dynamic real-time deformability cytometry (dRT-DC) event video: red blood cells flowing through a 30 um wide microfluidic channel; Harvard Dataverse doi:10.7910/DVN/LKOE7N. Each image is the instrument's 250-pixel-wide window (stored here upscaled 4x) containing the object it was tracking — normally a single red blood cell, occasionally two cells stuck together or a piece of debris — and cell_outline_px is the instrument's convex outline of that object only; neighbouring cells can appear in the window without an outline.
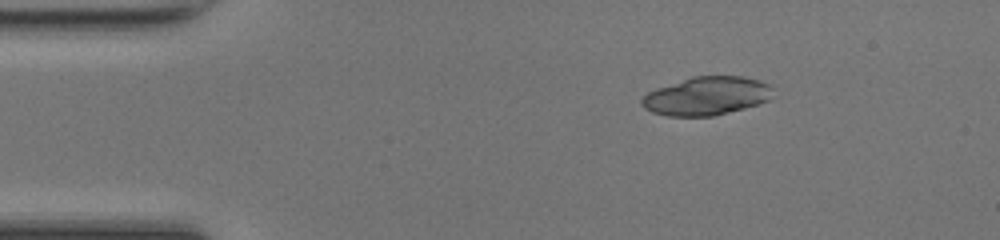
{"species": "common noctule bat (a hibernating species)", "species_latin": "Nyctalus noctula", "temperature_condition": "room temperature", "stored_images_in_passage": 40, "camera_frame_rate_fps": 3000, "um_per_image_px": 0.085, "animal": {"sex": "female", "body_mass_g": 17.0, "forearm_length_mm": 48.0}, "frame": {"image": 1, "passage_image": 1, "time_ms": 0.0, "image_size_px": [1000, 240], "cell_outline_px": [[772, 88], [768, 100], [744, 108], [712, 116], [668, 116], [652, 112], [644, 108], [640, 104], [640, 100], [648, 92], [656, 88], [692, 76], [744, 76], [768, 84]], "centroid_in_image_um": [60.0, 8.16], "position_along_channel_um": 25.0, "area_um2": 29.13}, "authors_computed_cell_mechanics": {"area_um2": 17.1088, "velocity_mm_per_s": 4.312, "shape_relaxation_time_tau1_ms": 2.6753, "shape_relaxation_time_tau2_ms": 0.7506, "deformation_change_tau1": 0.152, "deformation_change_tau2": 0.0678}}